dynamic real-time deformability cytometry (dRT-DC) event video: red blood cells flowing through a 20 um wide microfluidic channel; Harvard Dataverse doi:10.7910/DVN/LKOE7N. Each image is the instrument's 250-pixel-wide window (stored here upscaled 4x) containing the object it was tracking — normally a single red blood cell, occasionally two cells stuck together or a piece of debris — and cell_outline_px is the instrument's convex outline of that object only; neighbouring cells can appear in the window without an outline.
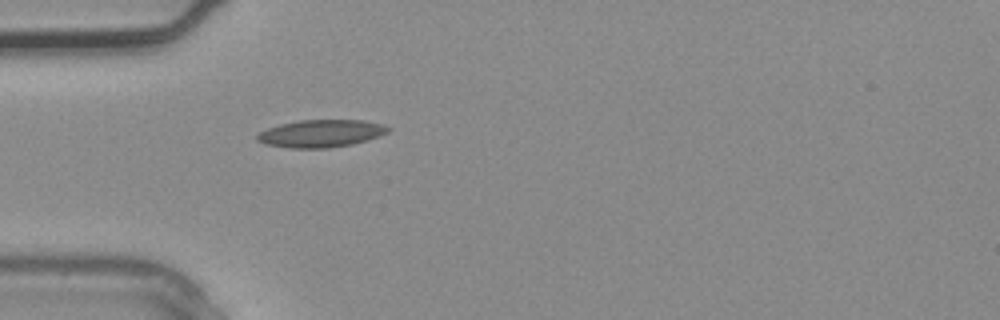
{"species": "common noctule bat (a hibernating species)", "species_latin": "Nyctalus noctula", "temperature_condition": "warm", "stored_images_in_passage": 1, "camera_frame_rate_fps": 3000, "um_per_image_px": 0.085, "animal": {"sex": "male", "body_mass_g": 20.4}, "frame": {"image": 1, "passage_image": 1, "time_ms": 0.0, "image_size_px": [1000, 320], "cell_outline_px": [[392, 128], [388, 132], [352, 144], [328, 148], [292, 148], [264, 144], [256, 140], [256, 136], [260, 132], [268, 128], [280, 124], [300, 120], [364, 120], [384, 124]], "centroid_in_image_um": [27.27, 11.34], "position_along_channel_um": 57.7, "area_um2": 20.87}}